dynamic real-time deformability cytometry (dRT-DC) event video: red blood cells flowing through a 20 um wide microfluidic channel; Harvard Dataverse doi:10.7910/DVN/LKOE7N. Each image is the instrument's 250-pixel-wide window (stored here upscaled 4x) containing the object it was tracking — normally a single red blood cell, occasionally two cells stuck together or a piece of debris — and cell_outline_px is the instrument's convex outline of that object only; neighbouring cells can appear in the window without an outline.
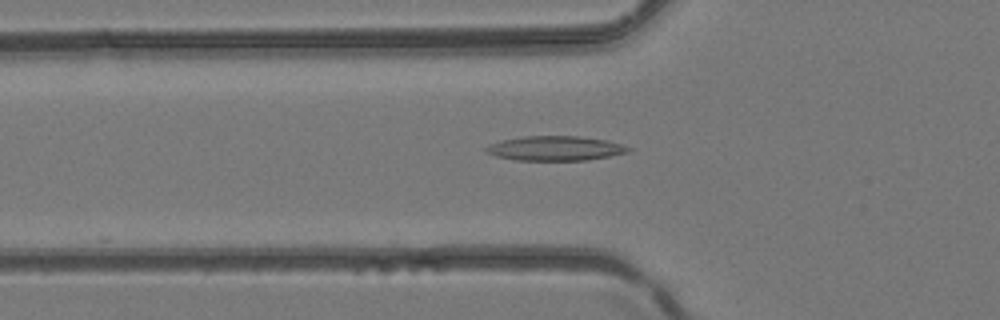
{"species": "common noctule bat (a hibernating species)", "species_latin": "Nyctalus noctula", "temperature_condition": "room temperature", "stored_images_in_passage": 32, "camera_frame_rate_fps": 3000, "um_per_image_px": 0.085, "animal": {"sex": "female", "body_mass_g": 24.6, "forearm_length_mm": 56.2}, "frame": {"image": 1, "passage_image": 5, "time_ms": 1.333, "image_size_px": [1000, 320], "cell_outline_px": [[632, 148], [628, 152], [588, 160], [516, 160], [496, 156], [484, 152], [484, 148], [488, 144], [500, 140], [524, 136], [576, 136], [604, 140], [620, 144]], "centroid_in_image_um": [47.12, 12.61], "position_along_channel_um": 78.7, "area_um2": 20.29}}
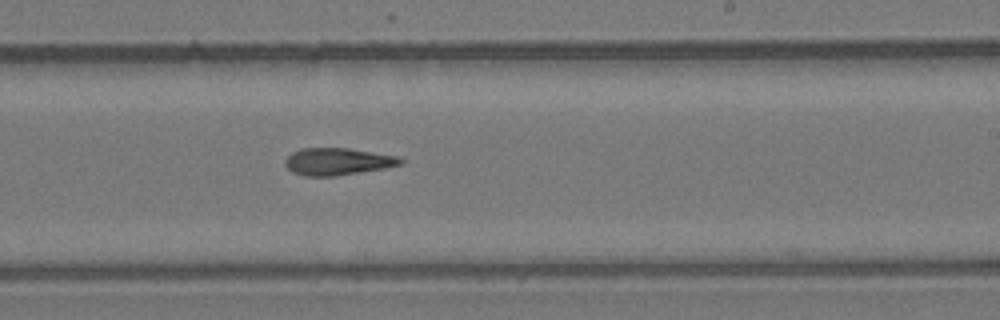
{"frame": {"image": 2, "passage_image": 16, "time_ms": 5.0, "image_size_px": [1000, 320], "cell_outline_px": [[404, 164], [384, 168], [336, 176], [304, 176], [292, 172], [284, 164], [284, 160], [292, 152], [300, 148], [348, 148], [396, 156], [404, 160]], "centroid_in_image_um": [28.67, 13.73], "position_along_channel_um": 260.3, "area_um2": 18.26}}
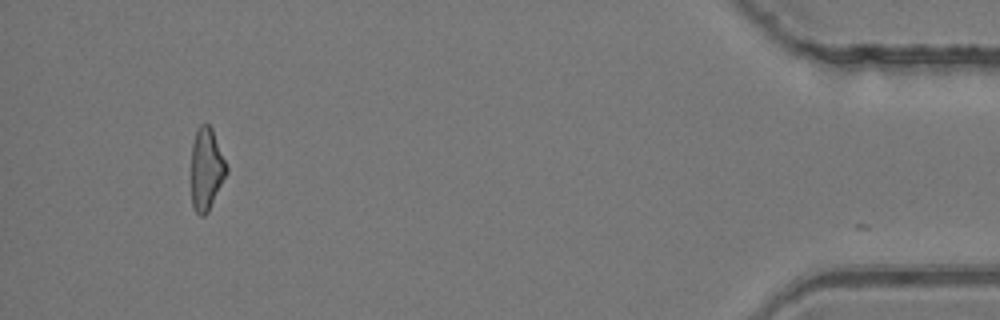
{"frame": {"image": 3, "passage_image": 30, "time_ms": 9.667, "image_size_px": [1000, 320], "cell_outline_px": [[228, 172], [208, 212], [204, 216], [200, 216], [196, 212], [192, 204], [192, 144], [196, 128], [200, 124], [208, 124], [212, 128], [228, 168]], "centroid_in_image_um": [17.55, 14.36], "position_along_channel_um": 417.7, "area_um2": 16.88}}